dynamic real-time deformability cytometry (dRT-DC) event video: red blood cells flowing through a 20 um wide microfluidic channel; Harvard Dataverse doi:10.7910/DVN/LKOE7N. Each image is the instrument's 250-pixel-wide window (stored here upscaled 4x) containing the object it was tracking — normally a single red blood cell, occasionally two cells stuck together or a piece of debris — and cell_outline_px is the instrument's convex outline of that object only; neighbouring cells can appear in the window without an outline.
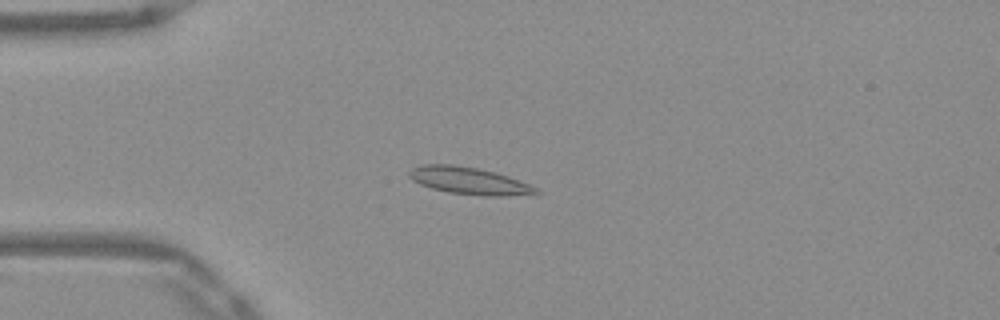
{"species": "Egyptian fruit bat (a non-hibernating species)", "species_latin": "Rousettus aegyptiacus", "temperature_condition": "warm", "stored_images_in_passage": 52, "camera_frame_rate_fps": 3000, "um_per_image_px": 0.085, "frame": {"image": 1, "passage_image": 14, "time_ms": 4.333, "image_size_px": [1000, 320], "cell_outline_px": [[540, 192], [504, 196], [488, 196], [448, 192], [432, 188], [420, 184], [412, 180], [408, 176], [408, 172], [412, 168], [424, 164], [452, 164], [476, 168], [496, 172], [508, 176], [528, 184], [536, 188]], "centroid_in_image_um": [39.81, 15.35], "position_along_channel_um": 45.2, "area_um2": 19.77}}
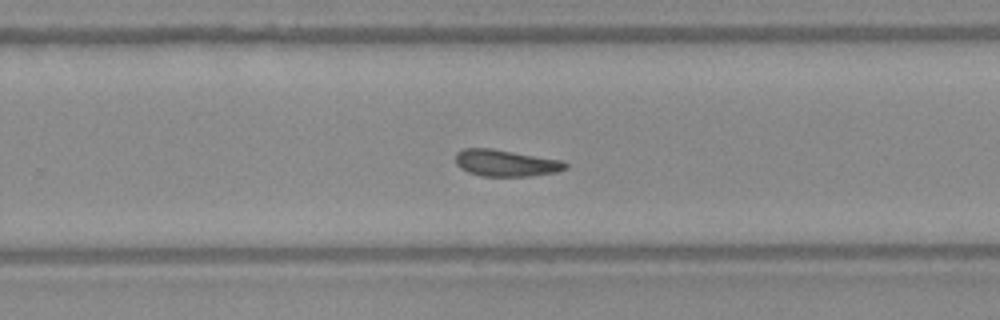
{"frame": {"image": 2, "passage_image": 34, "time_ms": 11.0, "image_size_px": [1000, 320], "cell_outline_px": [[568, 168], [556, 172], [528, 176], [484, 176], [468, 172], [460, 168], [456, 164], [456, 152], [464, 148], [492, 148], [564, 160], [568, 164]], "centroid_in_image_um": [43.02, 13.85], "position_along_channel_um": 286.8, "area_um2": 17.22}}
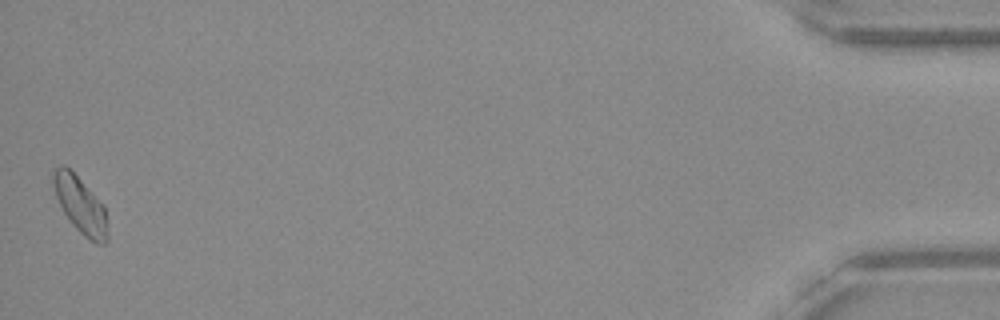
{"frame": {"image": 3, "passage_image": 52, "time_ms": 17.0, "image_size_px": [1000, 320], "cell_outline_px": [[108, 240], [104, 244], [96, 244], [84, 236], [72, 224], [64, 212], [56, 196], [52, 180], [52, 172], [60, 164], [64, 164], [80, 180], [104, 208], [108, 236]], "centroid_in_image_um": [6.81, 17.45], "position_along_channel_um": 428.4, "area_um2": 17.28}, "authors_computed_cell_mechanics": {"area_um2": 17.629, "velocity_mm_per_s": 3.9093, "shape_relaxation_time_tau1_ms": null, "shape_relaxation_time_tau2_ms": 1.7862, "deformation_change_tau1": null, "deformation_change_tau2": 0.0678}}